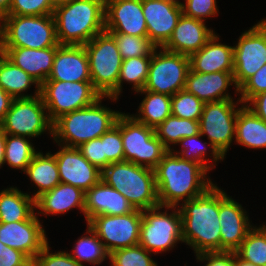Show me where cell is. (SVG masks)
Wrapping results in <instances>:
<instances>
[{
	"mask_svg": "<svg viewBox=\"0 0 266 266\" xmlns=\"http://www.w3.org/2000/svg\"><path fill=\"white\" fill-rule=\"evenodd\" d=\"M34 84H36L34 96L22 93L28 91ZM0 87L13 99L32 98L40 95L39 83L11 62L2 52H0Z\"/></svg>",
	"mask_w": 266,
	"mask_h": 266,
	"instance_id": "30",
	"label": "cell"
},
{
	"mask_svg": "<svg viewBox=\"0 0 266 266\" xmlns=\"http://www.w3.org/2000/svg\"><path fill=\"white\" fill-rule=\"evenodd\" d=\"M49 248L47 243L33 260L32 266H84L71 257L70 253L64 251L49 253Z\"/></svg>",
	"mask_w": 266,
	"mask_h": 266,
	"instance_id": "45",
	"label": "cell"
},
{
	"mask_svg": "<svg viewBox=\"0 0 266 266\" xmlns=\"http://www.w3.org/2000/svg\"><path fill=\"white\" fill-rule=\"evenodd\" d=\"M196 257L199 261H208L205 266H234V252H205Z\"/></svg>",
	"mask_w": 266,
	"mask_h": 266,
	"instance_id": "49",
	"label": "cell"
},
{
	"mask_svg": "<svg viewBox=\"0 0 266 266\" xmlns=\"http://www.w3.org/2000/svg\"><path fill=\"white\" fill-rule=\"evenodd\" d=\"M266 64V19H262L241 34L234 46V72L236 87Z\"/></svg>",
	"mask_w": 266,
	"mask_h": 266,
	"instance_id": "15",
	"label": "cell"
},
{
	"mask_svg": "<svg viewBox=\"0 0 266 266\" xmlns=\"http://www.w3.org/2000/svg\"><path fill=\"white\" fill-rule=\"evenodd\" d=\"M247 104L248 108L266 122V92L254 96Z\"/></svg>",
	"mask_w": 266,
	"mask_h": 266,
	"instance_id": "50",
	"label": "cell"
},
{
	"mask_svg": "<svg viewBox=\"0 0 266 266\" xmlns=\"http://www.w3.org/2000/svg\"><path fill=\"white\" fill-rule=\"evenodd\" d=\"M182 6L183 14L187 17L205 21L218 13L216 0H185ZM206 18V19H205Z\"/></svg>",
	"mask_w": 266,
	"mask_h": 266,
	"instance_id": "46",
	"label": "cell"
},
{
	"mask_svg": "<svg viewBox=\"0 0 266 266\" xmlns=\"http://www.w3.org/2000/svg\"><path fill=\"white\" fill-rule=\"evenodd\" d=\"M40 95L52 122L65 113L93 104L102 96L92 82L57 80L44 81L40 85Z\"/></svg>",
	"mask_w": 266,
	"mask_h": 266,
	"instance_id": "11",
	"label": "cell"
},
{
	"mask_svg": "<svg viewBox=\"0 0 266 266\" xmlns=\"http://www.w3.org/2000/svg\"><path fill=\"white\" fill-rule=\"evenodd\" d=\"M235 253L256 266H266V226L253 227Z\"/></svg>",
	"mask_w": 266,
	"mask_h": 266,
	"instance_id": "35",
	"label": "cell"
},
{
	"mask_svg": "<svg viewBox=\"0 0 266 266\" xmlns=\"http://www.w3.org/2000/svg\"><path fill=\"white\" fill-rule=\"evenodd\" d=\"M200 133L199 121L182 119L170 115L164 122L155 128L156 136L161 140L168 151L170 145H178L179 141Z\"/></svg>",
	"mask_w": 266,
	"mask_h": 266,
	"instance_id": "33",
	"label": "cell"
},
{
	"mask_svg": "<svg viewBox=\"0 0 266 266\" xmlns=\"http://www.w3.org/2000/svg\"><path fill=\"white\" fill-rule=\"evenodd\" d=\"M87 234V235H86ZM85 236L82 235L74 245L70 254L80 264L82 262L92 263L93 265L101 264L108 258V253L105 251L102 242L97 237L96 233L88 226ZM89 235V236H88Z\"/></svg>",
	"mask_w": 266,
	"mask_h": 266,
	"instance_id": "37",
	"label": "cell"
},
{
	"mask_svg": "<svg viewBox=\"0 0 266 266\" xmlns=\"http://www.w3.org/2000/svg\"><path fill=\"white\" fill-rule=\"evenodd\" d=\"M151 253L140 244L115 250L111 252L108 259L111 266H157L150 258Z\"/></svg>",
	"mask_w": 266,
	"mask_h": 266,
	"instance_id": "40",
	"label": "cell"
},
{
	"mask_svg": "<svg viewBox=\"0 0 266 266\" xmlns=\"http://www.w3.org/2000/svg\"><path fill=\"white\" fill-rule=\"evenodd\" d=\"M220 252H235L248 232L250 225L245 209L224 190L219 189Z\"/></svg>",
	"mask_w": 266,
	"mask_h": 266,
	"instance_id": "16",
	"label": "cell"
},
{
	"mask_svg": "<svg viewBox=\"0 0 266 266\" xmlns=\"http://www.w3.org/2000/svg\"><path fill=\"white\" fill-rule=\"evenodd\" d=\"M26 137L6 134L4 163L14 169L25 172L27 166L38 152Z\"/></svg>",
	"mask_w": 266,
	"mask_h": 266,
	"instance_id": "34",
	"label": "cell"
},
{
	"mask_svg": "<svg viewBox=\"0 0 266 266\" xmlns=\"http://www.w3.org/2000/svg\"><path fill=\"white\" fill-rule=\"evenodd\" d=\"M218 40L219 37L214 33L199 51L189 56L192 71L234 72V46L221 44Z\"/></svg>",
	"mask_w": 266,
	"mask_h": 266,
	"instance_id": "26",
	"label": "cell"
},
{
	"mask_svg": "<svg viewBox=\"0 0 266 266\" xmlns=\"http://www.w3.org/2000/svg\"><path fill=\"white\" fill-rule=\"evenodd\" d=\"M35 199L17 187L0 192V222L11 223L30 219L35 213Z\"/></svg>",
	"mask_w": 266,
	"mask_h": 266,
	"instance_id": "29",
	"label": "cell"
},
{
	"mask_svg": "<svg viewBox=\"0 0 266 266\" xmlns=\"http://www.w3.org/2000/svg\"><path fill=\"white\" fill-rule=\"evenodd\" d=\"M84 197L85 192L81 189L67 183H59L35 199V208L39 209L37 215L63 214L75 207L85 215Z\"/></svg>",
	"mask_w": 266,
	"mask_h": 266,
	"instance_id": "27",
	"label": "cell"
},
{
	"mask_svg": "<svg viewBox=\"0 0 266 266\" xmlns=\"http://www.w3.org/2000/svg\"><path fill=\"white\" fill-rule=\"evenodd\" d=\"M151 56H140L122 61L119 80H118V96L122 92V83L127 81L133 83L132 88L135 92L143 90L147 78Z\"/></svg>",
	"mask_w": 266,
	"mask_h": 266,
	"instance_id": "36",
	"label": "cell"
},
{
	"mask_svg": "<svg viewBox=\"0 0 266 266\" xmlns=\"http://www.w3.org/2000/svg\"><path fill=\"white\" fill-rule=\"evenodd\" d=\"M13 98L0 87V123L10 109Z\"/></svg>",
	"mask_w": 266,
	"mask_h": 266,
	"instance_id": "51",
	"label": "cell"
},
{
	"mask_svg": "<svg viewBox=\"0 0 266 266\" xmlns=\"http://www.w3.org/2000/svg\"><path fill=\"white\" fill-rule=\"evenodd\" d=\"M189 70V56L156 47L151 56L148 78L143 90L173 96L185 88Z\"/></svg>",
	"mask_w": 266,
	"mask_h": 266,
	"instance_id": "12",
	"label": "cell"
},
{
	"mask_svg": "<svg viewBox=\"0 0 266 266\" xmlns=\"http://www.w3.org/2000/svg\"><path fill=\"white\" fill-rule=\"evenodd\" d=\"M137 93L145 94V98L138 109L139 114L131 115L139 123L155 129L172 114L170 95L147 90H141Z\"/></svg>",
	"mask_w": 266,
	"mask_h": 266,
	"instance_id": "32",
	"label": "cell"
},
{
	"mask_svg": "<svg viewBox=\"0 0 266 266\" xmlns=\"http://www.w3.org/2000/svg\"><path fill=\"white\" fill-rule=\"evenodd\" d=\"M103 149L106 155V167L110 163L124 161L121 131L116 125L103 134Z\"/></svg>",
	"mask_w": 266,
	"mask_h": 266,
	"instance_id": "43",
	"label": "cell"
},
{
	"mask_svg": "<svg viewBox=\"0 0 266 266\" xmlns=\"http://www.w3.org/2000/svg\"><path fill=\"white\" fill-rule=\"evenodd\" d=\"M11 2L12 0H0V19L9 12Z\"/></svg>",
	"mask_w": 266,
	"mask_h": 266,
	"instance_id": "53",
	"label": "cell"
},
{
	"mask_svg": "<svg viewBox=\"0 0 266 266\" xmlns=\"http://www.w3.org/2000/svg\"><path fill=\"white\" fill-rule=\"evenodd\" d=\"M101 96L93 104L65 113L53 122V139L58 145L79 147L82 143L101 137L109 131L122 114L102 106Z\"/></svg>",
	"mask_w": 266,
	"mask_h": 266,
	"instance_id": "4",
	"label": "cell"
},
{
	"mask_svg": "<svg viewBox=\"0 0 266 266\" xmlns=\"http://www.w3.org/2000/svg\"><path fill=\"white\" fill-rule=\"evenodd\" d=\"M234 99L204 103L199 119L200 134L210 140L211 161L224 160V157L235 139L236 120L239 107ZM234 138V139H233Z\"/></svg>",
	"mask_w": 266,
	"mask_h": 266,
	"instance_id": "9",
	"label": "cell"
},
{
	"mask_svg": "<svg viewBox=\"0 0 266 266\" xmlns=\"http://www.w3.org/2000/svg\"><path fill=\"white\" fill-rule=\"evenodd\" d=\"M53 15H5L0 19V47H57Z\"/></svg>",
	"mask_w": 266,
	"mask_h": 266,
	"instance_id": "6",
	"label": "cell"
},
{
	"mask_svg": "<svg viewBox=\"0 0 266 266\" xmlns=\"http://www.w3.org/2000/svg\"><path fill=\"white\" fill-rule=\"evenodd\" d=\"M53 17L60 45H85L105 31V0H70Z\"/></svg>",
	"mask_w": 266,
	"mask_h": 266,
	"instance_id": "3",
	"label": "cell"
},
{
	"mask_svg": "<svg viewBox=\"0 0 266 266\" xmlns=\"http://www.w3.org/2000/svg\"><path fill=\"white\" fill-rule=\"evenodd\" d=\"M24 173L38 187V191L32 196L34 199L61 183L55 155L49 152L45 155L37 152Z\"/></svg>",
	"mask_w": 266,
	"mask_h": 266,
	"instance_id": "31",
	"label": "cell"
},
{
	"mask_svg": "<svg viewBox=\"0 0 266 266\" xmlns=\"http://www.w3.org/2000/svg\"><path fill=\"white\" fill-rule=\"evenodd\" d=\"M163 206L142 210L139 244L150 253L169 251L182 239V218L177 207H165V212H160ZM173 209L170 214L167 210Z\"/></svg>",
	"mask_w": 266,
	"mask_h": 266,
	"instance_id": "10",
	"label": "cell"
},
{
	"mask_svg": "<svg viewBox=\"0 0 266 266\" xmlns=\"http://www.w3.org/2000/svg\"><path fill=\"white\" fill-rule=\"evenodd\" d=\"M32 263L26 254L0 241V266H32Z\"/></svg>",
	"mask_w": 266,
	"mask_h": 266,
	"instance_id": "48",
	"label": "cell"
},
{
	"mask_svg": "<svg viewBox=\"0 0 266 266\" xmlns=\"http://www.w3.org/2000/svg\"><path fill=\"white\" fill-rule=\"evenodd\" d=\"M142 10L149 40L163 47L183 14L182 7L166 0H142Z\"/></svg>",
	"mask_w": 266,
	"mask_h": 266,
	"instance_id": "20",
	"label": "cell"
},
{
	"mask_svg": "<svg viewBox=\"0 0 266 266\" xmlns=\"http://www.w3.org/2000/svg\"><path fill=\"white\" fill-rule=\"evenodd\" d=\"M0 52L41 85L51 73L56 47L44 49L0 47Z\"/></svg>",
	"mask_w": 266,
	"mask_h": 266,
	"instance_id": "25",
	"label": "cell"
},
{
	"mask_svg": "<svg viewBox=\"0 0 266 266\" xmlns=\"http://www.w3.org/2000/svg\"><path fill=\"white\" fill-rule=\"evenodd\" d=\"M209 170L198 162L182 159L168 151L154 168L159 205L177 207L205 193L214 183Z\"/></svg>",
	"mask_w": 266,
	"mask_h": 266,
	"instance_id": "1",
	"label": "cell"
},
{
	"mask_svg": "<svg viewBox=\"0 0 266 266\" xmlns=\"http://www.w3.org/2000/svg\"><path fill=\"white\" fill-rule=\"evenodd\" d=\"M89 58L93 87L102 95L118 99V80L122 57L115 38L107 31L97 34L84 45Z\"/></svg>",
	"mask_w": 266,
	"mask_h": 266,
	"instance_id": "7",
	"label": "cell"
},
{
	"mask_svg": "<svg viewBox=\"0 0 266 266\" xmlns=\"http://www.w3.org/2000/svg\"><path fill=\"white\" fill-rule=\"evenodd\" d=\"M203 106L204 103L201 100L185 89L171 96L172 115L182 119L199 121Z\"/></svg>",
	"mask_w": 266,
	"mask_h": 266,
	"instance_id": "39",
	"label": "cell"
},
{
	"mask_svg": "<svg viewBox=\"0 0 266 266\" xmlns=\"http://www.w3.org/2000/svg\"><path fill=\"white\" fill-rule=\"evenodd\" d=\"M121 131L124 161L154 169L168 152L155 129L122 113L115 124Z\"/></svg>",
	"mask_w": 266,
	"mask_h": 266,
	"instance_id": "8",
	"label": "cell"
},
{
	"mask_svg": "<svg viewBox=\"0 0 266 266\" xmlns=\"http://www.w3.org/2000/svg\"><path fill=\"white\" fill-rule=\"evenodd\" d=\"M55 159L61 183L88 191L101 180V170L91 164L76 147L59 145Z\"/></svg>",
	"mask_w": 266,
	"mask_h": 266,
	"instance_id": "17",
	"label": "cell"
},
{
	"mask_svg": "<svg viewBox=\"0 0 266 266\" xmlns=\"http://www.w3.org/2000/svg\"><path fill=\"white\" fill-rule=\"evenodd\" d=\"M166 1H169V2H171V3H173V4H176V5H178V6H183V4L184 3H181L180 1H178V0H166Z\"/></svg>",
	"mask_w": 266,
	"mask_h": 266,
	"instance_id": "56",
	"label": "cell"
},
{
	"mask_svg": "<svg viewBox=\"0 0 266 266\" xmlns=\"http://www.w3.org/2000/svg\"><path fill=\"white\" fill-rule=\"evenodd\" d=\"M0 241L20 250L32 261L48 243L46 232L35 214L25 221L0 222Z\"/></svg>",
	"mask_w": 266,
	"mask_h": 266,
	"instance_id": "18",
	"label": "cell"
},
{
	"mask_svg": "<svg viewBox=\"0 0 266 266\" xmlns=\"http://www.w3.org/2000/svg\"><path fill=\"white\" fill-rule=\"evenodd\" d=\"M5 139L6 133L2 130L0 126V167H2L4 162Z\"/></svg>",
	"mask_w": 266,
	"mask_h": 266,
	"instance_id": "52",
	"label": "cell"
},
{
	"mask_svg": "<svg viewBox=\"0 0 266 266\" xmlns=\"http://www.w3.org/2000/svg\"><path fill=\"white\" fill-rule=\"evenodd\" d=\"M50 4L53 8L58 6L64 5L65 3L69 2L70 0H49Z\"/></svg>",
	"mask_w": 266,
	"mask_h": 266,
	"instance_id": "55",
	"label": "cell"
},
{
	"mask_svg": "<svg viewBox=\"0 0 266 266\" xmlns=\"http://www.w3.org/2000/svg\"><path fill=\"white\" fill-rule=\"evenodd\" d=\"M45 111L41 95L13 99L0 126L6 134L14 136L35 138L46 131L53 135V122Z\"/></svg>",
	"mask_w": 266,
	"mask_h": 266,
	"instance_id": "13",
	"label": "cell"
},
{
	"mask_svg": "<svg viewBox=\"0 0 266 266\" xmlns=\"http://www.w3.org/2000/svg\"><path fill=\"white\" fill-rule=\"evenodd\" d=\"M53 11L49 0H12L6 15L42 16L53 15Z\"/></svg>",
	"mask_w": 266,
	"mask_h": 266,
	"instance_id": "42",
	"label": "cell"
},
{
	"mask_svg": "<svg viewBox=\"0 0 266 266\" xmlns=\"http://www.w3.org/2000/svg\"><path fill=\"white\" fill-rule=\"evenodd\" d=\"M236 87L233 72L197 73L189 70L185 90L195 95L203 103L233 99L226 91L229 86Z\"/></svg>",
	"mask_w": 266,
	"mask_h": 266,
	"instance_id": "24",
	"label": "cell"
},
{
	"mask_svg": "<svg viewBox=\"0 0 266 266\" xmlns=\"http://www.w3.org/2000/svg\"><path fill=\"white\" fill-rule=\"evenodd\" d=\"M182 205V207H181ZM182 239L194 253L220 252L219 187L180 204Z\"/></svg>",
	"mask_w": 266,
	"mask_h": 266,
	"instance_id": "2",
	"label": "cell"
},
{
	"mask_svg": "<svg viewBox=\"0 0 266 266\" xmlns=\"http://www.w3.org/2000/svg\"><path fill=\"white\" fill-rule=\"evenodd\" d=\"M47 80L91 82L89 58L84 45H58Z\"/></svg>",
	"mask_w": 266,
	"mask_h": 266,
	"instance_id": "21",
	"label": "cell"
},
{
	"mask_svg": "<svg viewBox=\"0 0 266 266\" xmlns=\"http://www.w3.org/2000/svg\"><path fill=\"white\" fill-rule=\"evenodd\" d=\"M202 135L199 133L197 135L183 138L178 144H182L181 152L173 149L171 150L174 154L180 156L184 160L198 162L203 165L208 170L213 169L215 165H209V159H204L206 154V142L201 143L199 140ZM180 154V155H179Z\"/></svg>",
	"mask_w": 266,
	"mask_h": 266,
	"instance_id": "41",
	"label": "cell"
},
{
	"mask_svg": "<svg viewBox=\"0 0 266 266\" xmlns=\"http://www.w3.org/2000/svg\"><path fill=\"white\" fill-rule=\"evenodd\" d=\"M84 210L87 223L99 215H126L134 206L117 190L100 180L85 192Z\"/></svg>",
	"mask_w": 266,
	"mask_h": 266,
	"instance_id": "22",
	"label": "cell"
},
{
	"mask_svg": "<svg viewBox=\"0 0 266 266\" xmlns=\"http://www.w3.org/2000/svg\"><path fill=\"white\" fill-rule=\"evenodd\" d=\"M142 210L126 215H99L87 224L96 233L108 255L139 244ZM105 241V242H104Z\"/></svg>",
	"mask_w": 266,
	"mask_h": 266,
	"instance_id": "14",
	"label": "cell"
},
{
	"mask_svg": "<svg viewBox=\"0 0 266 266\" xmlns=\"http://www.w3.org/2000/svg\"><path fill=\"white\" fill-rule=\"evenodd\" d=\"M105 31L148 37L142 0H105Z\"/></svg>",
	"mask_w": 266,
	"mask_h": 266,
	"instance_id": "19",
	"label": "cell"
},
{
	"mask_svg": "<svg viewBox=\"0 0 266 266\" xmlns=\"http://www.w3.org/2000/svg\"><path fill=\"white\" fill-rule=\"evenodd\" d=\"M263 92H266V64L238 88V94L241 95L237 101L246 105L254 96Z\"/></svg>",
	"mask_w": 266,
	"mask_h": 266,
	"instance_id": "44",
	"label": "cell"
},
{
	"mask_svg": "<svg viewBox=\"0 0 266 266\" xmlns=\"http://www.w3.org/2000/svg\"><path fill=\"white\" fill-rule=\"evenodd\" d=\"M114 38L122 59L152 56L156 46L148 37H138L122 33H110Z\"/></svg>",
	"mask_w": 266,
	"mask_h": 266,
	"instance_id": "38",
	"label": "cell"
},
{
	"mask_svg": "<svg viewBox=\"0 0 266 266\" xmlns=\"http://www.w3.org/2000/svg\"><path fill=\"white\" fill-rule=\"evenodd\" d=\"M82 155L99 170L106 168V155L103 149V135L99 138L82 143L77 147Z\"/></svg>",
	"mask_w": 266,
	"mask_h": 266,
	"instance_id": "47",
	"label": "cell"
},
{
	"mask_svg": "<svg viewBox=\"0 0 266 266\" xmlns=\"http://www.w3.org/2000/svg\"><path fill=\"white\" fill-rule=\"evenodd\" d=\"M235 140L247 148H266V122L247 105L242 104L238 111Z\"/></svg>",
	"mask_w": 266,
	"mask_h": 266,
	"instance_id": "28",
	"label": "cell"
},
{
	"mask_svg": "<svg viewBox=\"0 0 266 266\" xmlns=\"http://www.w3.org/2000/svg\"><path fill=\"white\" fill-rule=\"evenodd\" d=\"M101 180L119 191L135 209L159 206L154 169L128 161L110 163L101 171Z\"/></svg>",
	"mask_w": 266,
	"mask_h": 266,
	"instance_id": "5",
	"label": "cell"
},
{
	"mask_svg": "<svg viewBox=\"0 0 266 266\" xmlns=\"http://www.w3.org/2000/svg\"><path fill=\"white\" fill-rule=\"evenodd\" d=\"M213 34L214 31L207 28L204 21L182 14L171 38L163 48L170 52L190 56L199 51Z\"/></svg>",
	"mask_w": 266,
	"mask_h": 266,
	"instance_id": "23",
	"label": "cell"
},
{
	"mask_svg": "<svg viewBox=\"0 0 266 266\" xmlns=\"http://www.w3.org/2000/svg\"><path fill=\"white\" fill-rule=\"evenodd\" d=\"M234 266H256L253 263L247 262L241 259L235 252H234Z\"/></svg>",
	"mask_w": 266,
	"mask_h": 266,
	"instance_id": "54",
	"label": "cell"
}]
</instances>
